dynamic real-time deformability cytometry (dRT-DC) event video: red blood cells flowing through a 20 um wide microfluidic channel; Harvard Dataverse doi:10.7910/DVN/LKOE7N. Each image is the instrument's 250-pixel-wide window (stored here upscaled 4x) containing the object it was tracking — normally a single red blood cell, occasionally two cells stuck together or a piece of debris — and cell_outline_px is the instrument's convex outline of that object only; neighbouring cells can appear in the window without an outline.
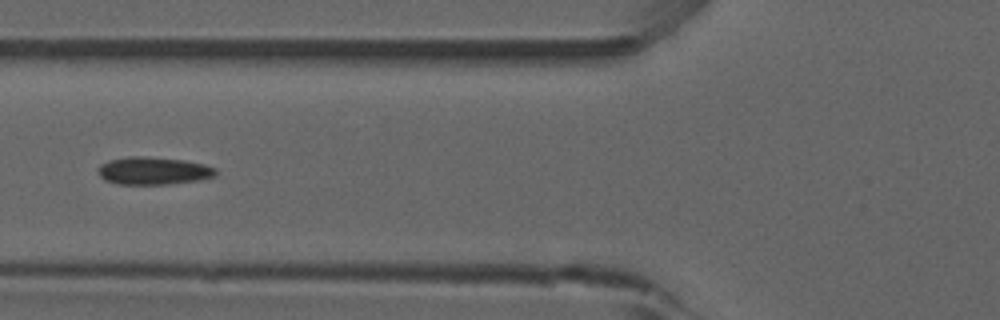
{"species": "common noctule bat (a hibernating species)", "species_latin": "Nyctalus noctula", "temperature_condition": "room temperature", "stored_images_in_passage": 29, "camera_frame_rate_fps": 3000, "um_per_image_px": 0.085, "animal": {"sex": "male", "forearm_length_mm": 52.5}, "frame": {"image": 1, "passage_image": 5, "time_ms": 1.333, "image_size_px": [1000, 320], "cell_outline_px": [[216, 172], [212, 176], [196, 180], [168, 184], [116, 184], [104, 180], [96, 172], [96, 168], [100, 164], [108, 160], [128, 156], [144, 156], [184, 160], [204, 164], [216, 168]], "centroid_in_image_um": [12.94, 14.51], "position_along_channel_um": 112.9, "area_um2": 19.02}}
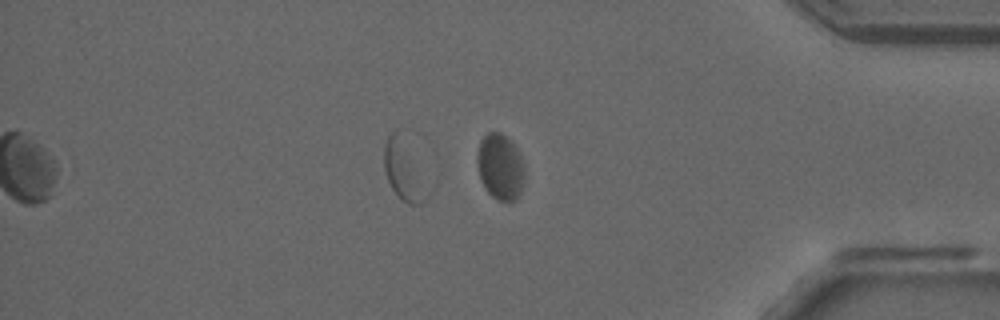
{"frame": {"image": 2, "passage_image": 29, "time_ms": 9.333, "image_size_px": [1000, 320], "cell_outline_px": [[524, 180], [520, 192], [516, 200], [496, 200], [484, 188], [480, 180], [476, 164], [476, 156], [480, 140], [488, 132], [500, 132], [516, 148], [524, 164]], "centroid_in_image_um": [42.49, 14.19], "position_along_channel_um": 392.7, "area_um2": 18.26}, "authors_computed_cell_mechanics": {"area_um2": 19.1896, "velocity_mm_per_s": 3.829, "shape_relaxation_time_tau1_ms": null, "shape_relaxation_time_tau2_ms": 0.762, "deformation_change_tau1": null, "deformation_change_tau2": 0.0399}}